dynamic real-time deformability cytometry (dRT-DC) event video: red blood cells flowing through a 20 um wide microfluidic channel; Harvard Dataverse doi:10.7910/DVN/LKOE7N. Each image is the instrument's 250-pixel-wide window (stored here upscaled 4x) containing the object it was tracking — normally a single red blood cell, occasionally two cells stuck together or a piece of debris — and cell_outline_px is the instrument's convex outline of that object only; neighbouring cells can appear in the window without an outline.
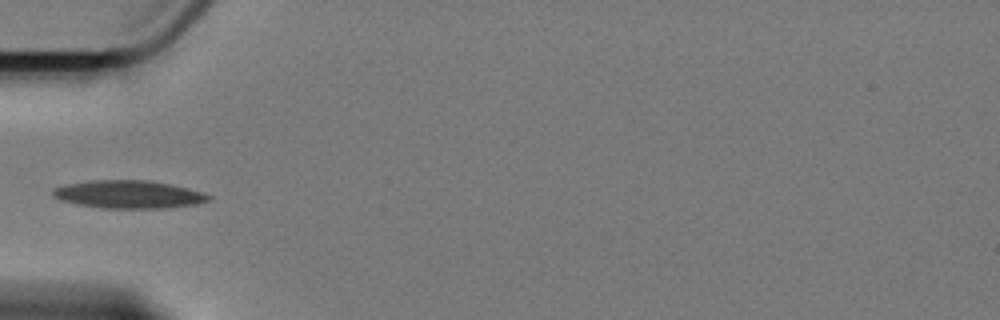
{"species": "Egyptian fruit bat (a non-hibernating species)", "species_latin": "Rousettus aegyptiacus", "temperature_condition": "cold", "stored_images_in_passage": 1, "camera_frame_rate_fps": 3000, "um_per_image_px": 0.085, "animal": {"sex": "female"}, "frame": {"image": 1, "passage_image": 1, "time_ms": 0.0, "image_size_px": [1000, 320], "cell_outline_px": [[212, 196], [208, 200], [196, 204], [168, 208], [100, 208], [76, 204], [60, 200], [52, 196], [52, 188], [64, 184], [88, 180], [148, 180], [168, 184], [200, 192]], "centroid_in_image_um": [10.83, 16.52], "position_along_channel_um": 74.2, "area_um2": 25.32}}